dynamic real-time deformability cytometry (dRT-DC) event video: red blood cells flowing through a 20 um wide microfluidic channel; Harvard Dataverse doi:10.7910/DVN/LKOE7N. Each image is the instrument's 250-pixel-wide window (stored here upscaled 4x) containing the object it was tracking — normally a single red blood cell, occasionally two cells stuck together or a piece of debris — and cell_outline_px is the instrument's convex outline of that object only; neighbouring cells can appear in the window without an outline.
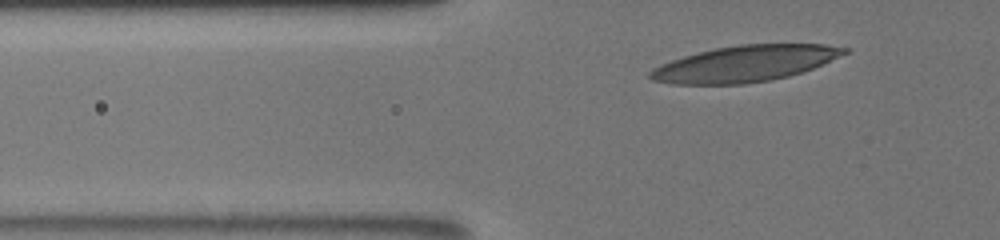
{"species": "human", "species_latin": "Homo sapiens", "temperature_condition": "room temperature", "stored_images_in_passage": 24, "camera_frame_rate_fps": 3000, "um_per_image_px": 0.085, "donor": {"sex": "male"}, "frame": {"image": 1, "passage_image": 6, "time_ms": 2.333, "image_size_px": [1000, 240], "cell_outline_px": [[848, 52], [812, 68], [788, 76], [768, 80], [744, 84], [672, 84], [652, 80], [648, 76], [648, 72], [652, 68], [660, 64], [684, 56], [716, 48], [740, 44], [824, 44], [848, 48]], "centroid_in_image_um": [63.27, 5.41], "position_along_channel_um": 62.5, "area_um2": 40.46}}
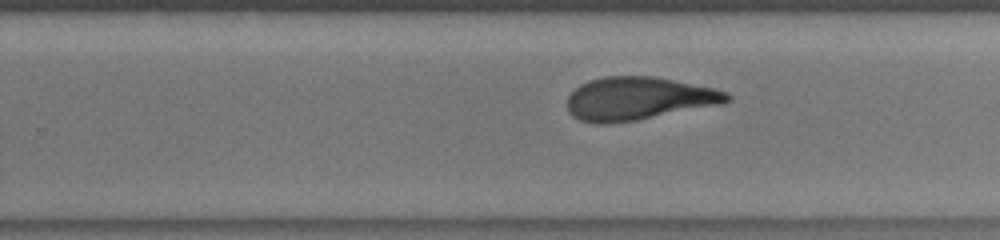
{"frame": {"image": 2, "passage_image": 20, "time_ms": 8.333, "image_size_px": [1000, 240], "cell_outline_px": [[732, 100], [720, 104], [636, 120], [608, 124], [592, 124], [580, 120], [572, 116], [568, 112], [568, 96], [580, 84], [588, 80], [604, 76], [656, 76], [716, 88], [728, 92], [732, 96]], "centroid_in_image_um": [54.27, 8.37], "position_along_channel_um": 275.5, "area_um2": 40.34}}
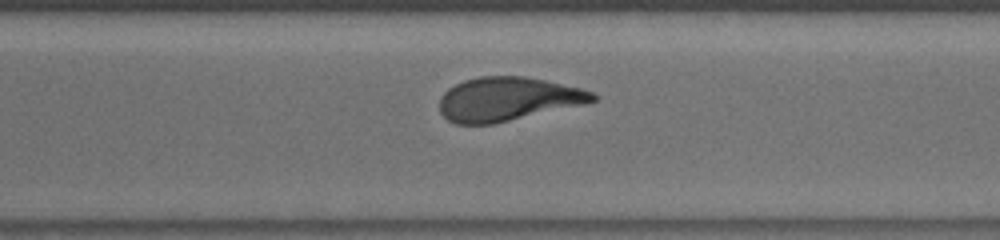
{"frame": {"image": 3, "passage_image": 23, "time_ms": 9.667, "image_size_px": [1000, 240], "cell_outline_px": [[596, 100], [584, 104], [492, 124], [456, 124], [448, 120], [440, 112], [440, 96], [448, 88], [464, 80], [480, 76], [524, 76], [544, 80], [580, 88], [592, 92], [596, 96]], "centroid_in_image_um": [43.11, 8.42], "position_along_channel_um": 327.5, "area_um2": 38.78}}